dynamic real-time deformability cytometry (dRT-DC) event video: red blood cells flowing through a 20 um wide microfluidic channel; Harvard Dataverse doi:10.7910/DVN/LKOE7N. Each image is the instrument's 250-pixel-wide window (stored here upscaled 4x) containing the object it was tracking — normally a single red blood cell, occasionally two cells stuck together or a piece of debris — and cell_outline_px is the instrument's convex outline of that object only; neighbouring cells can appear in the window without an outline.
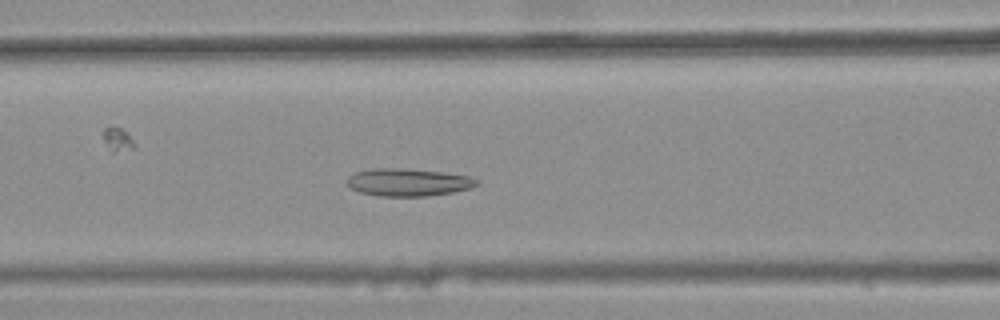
{"species": "common noctule bat (a hibernating species)", "species_latin": "Nyctalus noctula", "temperature_condition": "warm", "stored_images_in_passage": 44, "camera_frame_rate_fps": 3000, "um_per_image_px": 0.085, "animal": {"sex": "female", "body_mass_g": 25.1}, "frame": {"image": 1, "passage_image": 20, "time_ms": 6.333, "image_size_px": [1000, 320], "cell_outline_px": [[480, 184], [468, 188], [452, 192], [428, 196], [380, 196], [360, 192], [352, 188], [344, 180], [352, 172], [372, 168], [392, 168], [444, 172], [472, 176], [480, 180]], "centroid_in_image_um": [34.69, 15.48], "position_along_channel_um": 131.9, "area_um2": 20.98}}
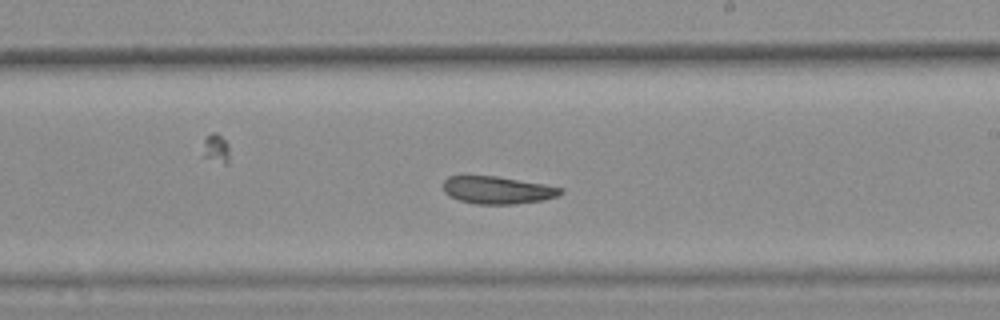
{"frame": {"image": 2, "passage_image": 29, "time_ms": 9.333, "image_size_px": [1000, 320], "cell_outline_px": [[564, 192], [560, 196], [544, 200], [516, 204], [476, 204], [460, 200], [448, 196], [444, 192], [444, 180], [448, 176], [496, 176], [544, 184], [564, 188]], "centroid_in_image_um": [42.33, 16.16], "position_along_channel_um": 246.7, "area_um2": 18.96}}
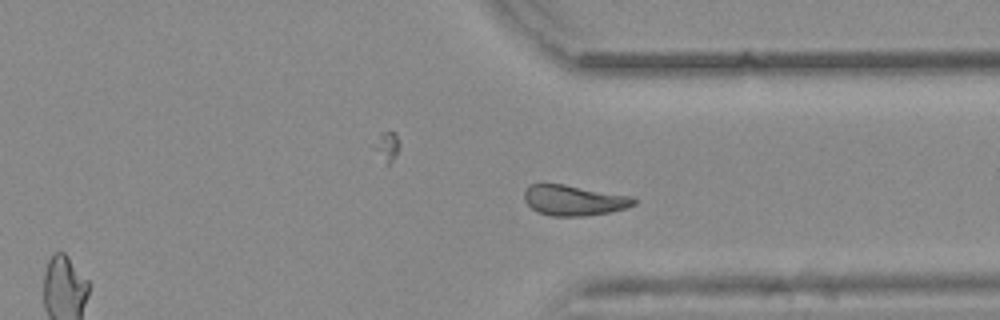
{"frame": {"image": 3, "passage_image": 38, "time_ms": 12.333, "image_size_px": [1000, 320], "cell_outline_px": [[636, 204], [612, 212], [584, 216], [552, 216], [536, 212], [524, 200], [524, 192], [528, 184], [540, 180], [564, 184], [632, 196], [636, 200]], "centroid_in_image_um": [48.7, 16.99], "position_along_channel_um": 362.7, "area_um2": 20.06}, "authors_computed_cell_mechanics": {"area_um2": 20.2589, "velocity_mm_per_s": 3.8462, "shape_relaxation_time_tau1_ms": null, "shape_relaxation_time_tau2_ms": 3.5874, "deformation_change_tau1": null, "deformation_change_tau2": 0.1064}}